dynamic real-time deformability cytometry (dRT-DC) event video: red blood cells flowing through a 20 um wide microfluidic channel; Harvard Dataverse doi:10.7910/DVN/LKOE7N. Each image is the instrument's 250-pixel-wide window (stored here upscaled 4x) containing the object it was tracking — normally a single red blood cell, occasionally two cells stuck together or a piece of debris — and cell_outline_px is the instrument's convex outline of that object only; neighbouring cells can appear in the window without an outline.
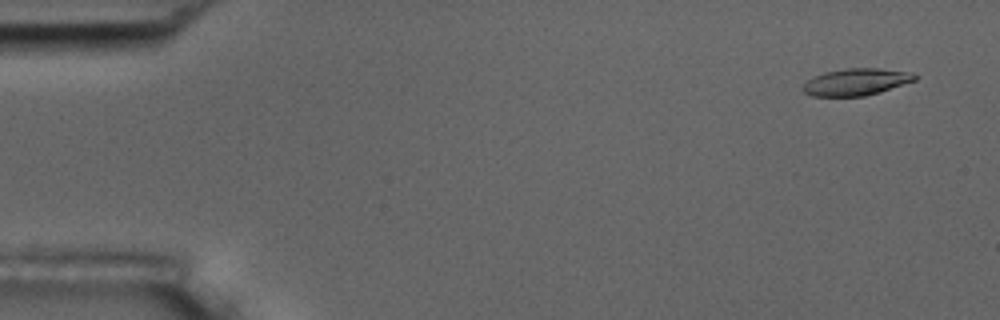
{"species": "common noctule bat (a hibernating species)", "species_latin": "Nyctalus noctula", "temperature_condition": "room temperature", "stored_images_in_passage": 7, "camera_frame_rate_fps": 3000, "um_per_image_px": 0.085, "animal": {"sex": "male", "body_mass_g": 17.5, "forearm_length_mm": 52.3}, "frame": {"image": 1, "passage_image": 1, "time_ms": 0.0, "image_size_px": [1000, 320], "cell_outline_px": [[920, 76], [916, 80], [880, 92], [864, 96], [812, 96], [804, 92], [804, 84], [808, 80], [824, 72], [844, 68], [876, 68], [912, 72]], "centroid_in_image_um": [72.82, 6.96], "position_along_channel_um": 12.2, "area_um2": 17.51}}
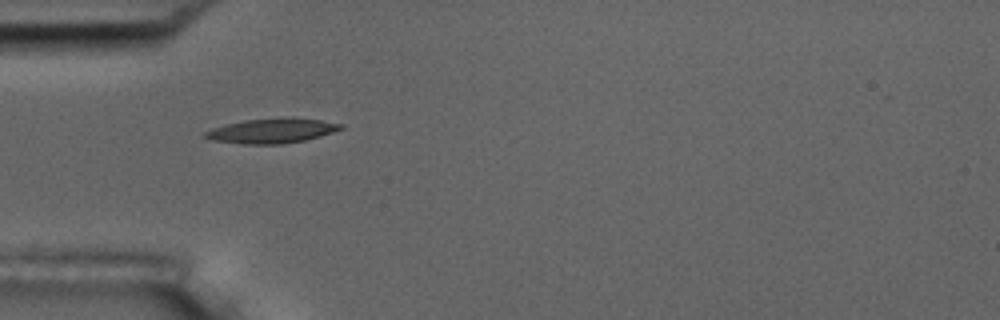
{"frame": {"image": 2, "passage_image": 5, "time_ms": 4.667, "image_size_px": [1000, 320], "cell_outline_px": [[344, 128], [320, 136], [304, 140], [280, 144], [244, 144], [212, 140], [204, 136], [204, 132], [212, 128], [244, 120], [320, 120], [344, 124]], "centroid_in_image_um": [23.07, 11.16], "position_along_channel_um": 61.9, "area_um2": 18.5}}